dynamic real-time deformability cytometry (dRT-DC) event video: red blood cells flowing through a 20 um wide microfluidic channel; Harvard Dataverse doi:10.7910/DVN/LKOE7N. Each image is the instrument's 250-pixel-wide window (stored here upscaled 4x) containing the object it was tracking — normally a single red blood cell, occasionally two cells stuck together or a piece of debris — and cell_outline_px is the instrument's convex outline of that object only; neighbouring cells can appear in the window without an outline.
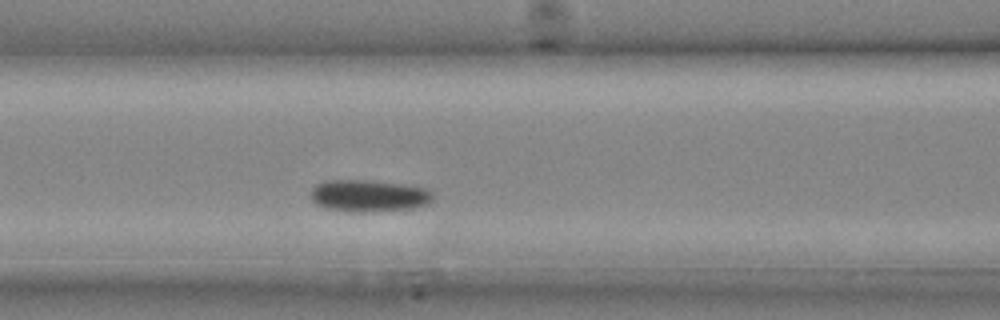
{"species": "common noctule bat (a hibernating species)", "species_latin": "Nyctalus noctula", "temperature_condition": "cold", "stored_images_in_passage": 16, "segment_of_instrument_passage": [1, 2], "camera_frame_rate_fps": 3000, "um_per_image_px": 0.085, "animal": {"sex": "male", "body_mass_g": 20.4}, "frame": {"image": 1, "passage_image": 8, "time_ms": 2.333, "image_size_px": [1000, 320], "cell_outline_px": [[432, 200], [428, 204], [412, 208], [352, 212], [328, 208], [316, 204], [312, 200], [312, 188], [316, 184], [324, 180], [368, 180], [404, 184], [424, 188], [432, 192]], "centroid_in_image_um": [31.33, 16.62], "position_along_channel_um": 135.3, "area_um2": 22.48}}
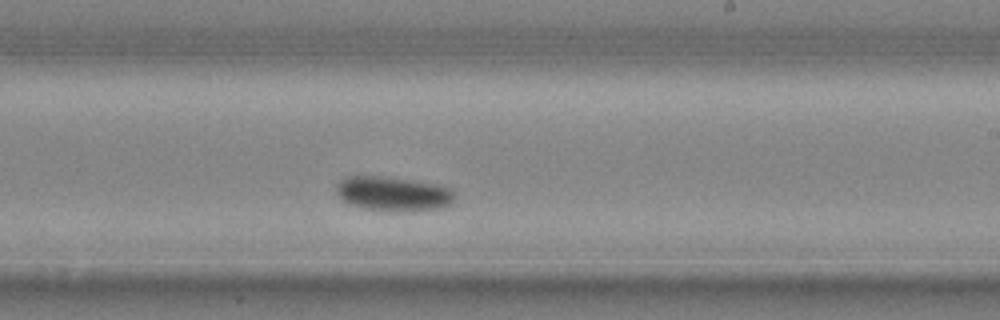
{"frame": {"image": 2, "passage_image": 13, "time_ms": 4.0, "image_size_px": [1000, 320], "cell_outline_px": [[456, 196], [452, 204], [436, 208], [396, 212], [388, 212], [360, 208], [348, 204], [340, 200], [336, 192], [336, 188], [340, 180], [348, 176], [384, 176], [412, 180], [436, 184], [448, 188]], "centroid_in_image_um": [33.36, 16.48], "position_along_channel_um": 255.6, "area_um2": 24.04}}
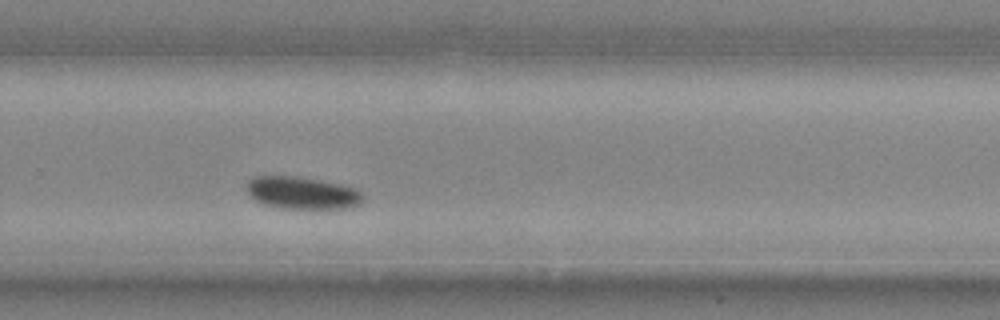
{"frame": {"image": 3, "passage_image": 15, "time_ms": 4.667, "image_size_px": [1000, 320], "cell_outline_px": [[364, 196], [356, 204], [348, 208], [280, 208], [264, 204], [256, 200], [248, 192], [248, 180], [256, 176], [296, 176], [336, 184], [352, 188], [360, 192]], "centroid_in_image_um": [25.63, 16.4], "position_along_channel_um": 304.2, "area_um2": 21.21}}